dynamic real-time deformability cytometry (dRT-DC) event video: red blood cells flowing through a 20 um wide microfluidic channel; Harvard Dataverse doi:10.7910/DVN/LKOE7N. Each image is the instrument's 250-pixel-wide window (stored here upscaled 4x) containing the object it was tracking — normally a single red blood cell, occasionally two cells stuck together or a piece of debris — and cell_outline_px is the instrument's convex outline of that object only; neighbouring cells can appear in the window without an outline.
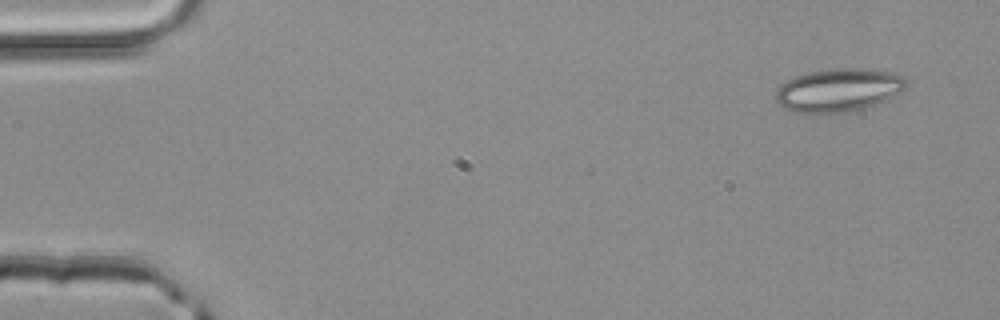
{"species": "common noctule bat (a hibernating species)", "species_latin": "Nyctalus noctula", "temperature_condition": "room temperature", "stored_images_in_passage": 4, "camera_frame_rate_fps": 3000, "um_per_image_px": 0.085, "animal": {"sex": "male", "body_mass_g": 20.4}, "frame": {"image": 1, "passage_image": 1, "time_ms": 0.0, "image_size_px": [1000, 320], "cell_outline_px": [[908, 88], [876, 104], [860, 108], [840, 112], [816, 116], [812, 116], [792, 112], [784, 108], [776, 100], [776, 88], [780, 84], [796, 76], [808, 72], [832, 68], [860, 68], [896, 72], [904, 76], [908, 80]], "centroid_in_image_um": [71.26, 7.67], "position_along_channel_um": 13.7, "area_um2": 33.52}}